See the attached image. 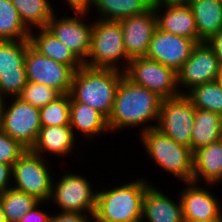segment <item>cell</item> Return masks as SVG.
Instances as JSON below:
<instances>
[{
  "label": "cell",
  "mask_w": 222,
  "mask_h": 222,
  "mask_svg": "<svg viewBox=\"0 0 222 222\" xmlns=\"http://www.w3.org/2000/svg\"><path fill=\"white\" fill-rule=\"evenodd\" d=\"M207 43L214 50L219 64L222 67V29L219 30L210 40H208Z\"/></svg>",
  "instance_id": "obj_37"
},
{
  "label": "cell",
  "mask_w": 222,
  "mask_h": 222,
  "mask_svg": "<svg viewBox=\"0 0 222 222\" xmlns=\"http://www.w3.org/2000/svg\"><path fill=\"white\" fill-rule=\"evenodd\" d=\"M220 68L218 58L208 43H197L191 56L177 71L178 87H183L185 91L182 94H186L194 86L215 81Z\"/></svg>",
  "instance_id": "obj_14"
},
{
  "label": "cell",
  "mask_w": 222,
  "mask_h": 222,
  "mask_svg": "<svg viewBox=\"0 0 222 222\" xmlns=\"http://www.w3.org/2000/svg\"><path fill=\"white\" fill-rule=\"evenodd\" d=\"M39 112L42 127L70 125V94H61Z\"/></svg>",
  "instance_id": "obj_31"
},
{
  "label": "cell",
  "mask_w": 222,
  "mask_h": 222,
  "mask_svg": "<svg viewBox=\"0 0 222 222\" xmlns=\"http://www.w3.org/2000/svg\"><path fill=\"white\" fill-rule=\"evenodd\" d=\"M47 202H39L36 206H34L28 213H26L19 222H48L50 218V214L44 212L43 209L40 210V204Z\"/></svg>",
  "instance_id": "obj_35"
},
{
  "label": "cell",
  "mask_w": 222,
  "mask_h": 222,
  "mask_svg": "<svg viewBox=\"0 0 222 222\" xmlns=\"http://www.w3.org/2000/svg\"><path fill=\"white\" fill-rule=\"evenodd\" d=\"M49 161L27 149L12 166V188L50 203L53 174Z\"/></svg>",
  "instance_id": "obj_6"
},
{
  "label": "cell",
  "mask_w": 222,
  "mask_h": 222,
  "mask_svg": "<svg viewBox=\"0 0 222 222\" xmlns=\"http://www.w3.org/2000/svg\"><path fill=\"white\" fill-rule=\"evenodd\" d=\"M143 147L152 161L174 175L179 181L192 182L193 151L177 143L158 129H148L139 134Z\"/></svg>",
  "instance_id": "obj_5"
},
{
  "label": "cell",
  "mask_w": 222,
  "mask_h": 222,
  "mask_svg": "<svg viewBox=\"0 0 222 222\" xmlns=\"http://www.w3.org/2000/svg\"><path fill=\"white\" fill-rule=\"evenodd\" d=\"M129 61L120 22L95 19L91 33L90 53L83 65L125 72ZM121 63H124V66Z\"/></svg>",
  "instance_id": "obj_4"
},
{
  "label": "cell",
  "mask_w": 222,
  "mask_h": 222,
  "mask_svg": "<svg viewBox=\"0 0 222 222\" xmlns=\"http://www.w3.org/2000/svg\"><path fill=\"white\" fill-rule=\"evenodd\" d=\"M10 99L11 103L10 100L9 103H4L1 129L23 147L31 149L42 127L39 108L19 97Z\"/></svg>",
  "instance_id": "obj_10"
},
{
  "label": "cell",
  "mask_w": 222,
  "mask_h": 222,
  "mask_svg": "<svg viewBox=\"0 0 222 222\" xmlns=\"http://www.w3.org/2000/svg\"><path fill=\"white\" fill-rule=\"evenodd\" d=\"M196 44L197 42L192 39L157 28L145 57L160 62L177 72L191 56Z\"/></svg>",
  "instance_id": "obj_15"
},
{
  "label": "cell",
  "mask_w": 222,
  "mask_h": 222,
  "mask_svg": "<svg viewBox=\"0 0 222 222\" xmlns=\"http://www.w3.org/2000/svg\"><path fill=\"white\" fill-rule=\"evenodd\" d=\"M86 222H101V221H99L95 216H91V218L89 217Z\"/></svg>",
  "instance_id": "obj_44"
},
{
  "label": "cell",
  "mask_w": 222,
  "mask_h": 222,
  "mask_svg": "<svg viewBox=\"0 0 222 222\" xmlns=\"http://www.w3.org/2000/svg\"><path fill=\"white\" fill-rule=\"evenodd\" d=\"M36 30L38 32L30 31L29 42L41 55L68 65L75 71L83 65L75 54L46 28H38Z\"/></svg>",
  "instance_id": "obj_24"
},
{
  "label": "cell",
  "mask_w": 222,
  "mask_h": 222,
  "mask_svg": "<svg viewBox=\"0 0 222 222\" xmlns=\"http://www.w3.org/2000/svg\"><path fill=\"white\" fill-rule=\"evenodd\" d=\"M25 69L27 81L47 85L60 94H70L75 70L41 55L31 45L26 49Z\"/></svg>",
  "instance_id": "obj_12"
},
{
  "label": "cell",
  "mask_w": 222,
  "mask_h": 222,
  "mask_svg": "<svg viewBox=\"0 0 222 222\" xmlns=\"http://www.w3.org/2000/svg\"><path fill=\"white\" fill-rule=\"evenodd\" d=\"M0 222H7L5 214H4V210H3V205L1 203V199H0Z\"/></svg>",
  "instance_id": "obj_42"
},
{
  "label": "cell",
  "mask_w": 222,
  "mask_h": 222,
  "mask_svg": "<svg viewBox=\"0 0 222 222\" xmlns=\"http://www.w3.org/2000/svg\"><path fill=\"white\" fill-rule=\"evenodd\" d=\"M194 118L195 107L185 94L162 99L156 129L175 142L191 148Z\"/></svg>",
  "instance_id": "obj_9"
},
{
  "label": "cell",
  "mask_w": 222,
  "mask_h": 222,
  "mask_svg": "<svg viewBox=\"0 0 222 222\" xmlns=\"http://www.w3.org/2000/svg\"><path fill=\"white\" fill-rule=\"evenodd\" d=\"M152 7H161L166 5H185L189 0H150Z\"/></svg>",
  "instance_id": "obj_39"
},
{
  "label": "cell",
  "mask_w": 222,
  "mask_h": 222,
  "mask_svg": "<svg viewBox=\"0 0 222 222\" xmlns=\"http://www.w3.org/2000/svg\"><path fill=\"white\" fill-rule=\"evenodd\" d=\"M161 102L162 98L156 93L134 84L123 75L115 93L112 112L107 119L110 133L135 126L142 127L141 133L156 128Z\"/></svg>",
  "instance_id": "obj_1"
},
{
  "label": "cell",
  "mask_w": 222,
  "mask_h": 222,
  "mask_svg": "<svg viewBox=\"0 0 222 222\" xmlns=\"http://www.w3.org/2000/svg\"><path fill=\"white\" fill-rule=\"evenodd\" d=\"M72 12H90V6L93 7L95 0H66Z\"/></svg>",
  "instance_id": "obj_38"
},
{
  "label": "cell",
  "mask_w": 222,
  "mask_h": 222,
  "mask_svg": "<svg viewBox=\"0 0 222 222\" xmlns=\"http://www.w3.org/2000/svg\"><path fill=\"white\" fill-rule=\"evenodd\" d=\"M12 188V165L0 162V194Z\"/></svg>",
  "instance_id": "obj_36"
},
{
  "label": "cell",
  "mask_w": 222,
  "mask_h": 222,
  "mask_svg": "<svg viewBox=\"0 0 222 222\" xmlns=\"http://www.w3.org/2000/svg\"><path fill=\"white\" fill-rule=\"evenodd\" d=\"M215 82L218 84V86L222 90V67L220 68L219 74L217 75Z\"/></svg>",
  "instance_id": "obj_41"
},
{
  "label": "cell",
  "mask_w": 222,
  "mask_h": 222,
  "mask_svg": "<svg viewBox=\"0 0 222 222\" xmlns=\"http://www.w3.org/2000/svg\"><path fill=\"white\" fill-rule=\"evenodd\" d=\"M73 13H75L74 16L61 18L54 14L46 29L62 41L84 63L91 49L93 21L89 24L83 20L89 15L88 12Z\"/></svg>",
  "instance_id": "obj_13"
},
{
  "label": "cell",
  "mask_w": 222,
  "mask_h": 222,
  "mask_svg": "<svg viewBox=\"0 0 222 222\" xmlns=\"http://www.w3.org/2000/svg\"><path fill=\"white\" fill-rule=\"evenodd\" d=\"M29 35L11 0H0V40H29Z\"/></svg>",
  "instance_id": "obj_28"
},
{
  "label": "cell",
  "mask_w": 222,
  "mask_h": 222,
  "mask_svg": "<svg viewBox=\"0 0 222 222\" xmlns=\"http://www.w3.org/2000/svg\"><path fill=\"white\" fill-rule=\"evenodd\" d=\"M69 118L70 127L76 138V131L87 139H92L95 135L102 136V132L110 133L107 118L103 114L87 104L76 102L71 96Z\"/></svg>",
  "instance_id": "obj_22"
},
{
  "label": "cell",
  "mask_w": 222,
  "mask_h": 222,
  "mask_svg": "<svg viewBox=\"0 0 222 222\" xmlns=\"http://www.w3.org/2000/svg\"><path fill=\"white\" fill-rule=\"evenodd\" d=\"M150 184L143 197L142 222H184L181 201H173ZM178 202V203H177ZM146 218V219H145Z\"/></svg>",
  "instance_id": "obj_19"
},
{
  "label": "cell",
  "mask_w": 222,
  "mask_h": 222,
  "mask_svg": "<svg viewBox=\"0 0 222 222\" xmlns=\"http://www.w3.org/2000/svg\"><path fill=\"white\" fill-rule=\"evenodd\" d=\"M87 177L81 174L64 173L52 182L50 200L62 212H80L94 216L96 210L97 191Z\"/></svg>",
  "instance_id": "obj_7"
},
{
  "label": "cell",
  "mask_w": 222,
  "mask_h": 222,
  "mask_svg": "<svg viewBox=\"0 0 222 222\" xmlns=\"http://www.w3.org/2000/svg\"><path fill=\"white\" fill-rule=\"evenodd\" d=\"M60 95L61 94L52 87L28 81L23 87L22 93L19 98L34 107L41 108L51 103Z\"/></svg>",
  "instance_id": "obj_32"
},
{
  "label": "cell",
  "mask_w": 222,
  "mask_h": 222,
  "mask_svg": "<svg viewBox=\"0 0 222 222\" xmlns=\"http://www.w3.org/2000/svg\"><path fill=\"white\" fill-rule=\"evenodd\" d=\"M188 222H222V219H209V220L188 221Z\"/></svg>",
  "instance_id": "obj_43"
},
{
  "label": "cell",
  "mask_w": 222,
  "mask_h": 222,
  "mask_svg": "<svg viewBox=\"0 0 222 222\" xmlns=\"http://www.w3.org/2000/svg\"><path fill=\"white\" fill-rule=\"evenodd\" d=\"M6 98L0 93V128L2 125L3 108Z\"/></svg>",
  "instance_id": "obj_40"
},
{
  "label": "cell",
  "mask_w": 222,
  "mask_h": 222,
  "mask_svg": "<svg viewBox=\"0 0 222 222\" xmlns=\"http://www.w3.org/2000/svg\"><path fill=\"white\" fill-rule=\"evenodd\" d=\"M161 10L163 12H160ZM154 13L159 30L184 36L198 43L194 15L188 4L154 7Z\"/></svg>",
  "instance_id": "obj_18"
},
{
  "label": "cell",
  "mask_w": 222,
  "mask_h": 222,
  "mask_svg": "<svg viewBox=\"0 0 222 222\" xmlns=\"http://www.w3.org/2000/svg\"><path fill=\"white\" fill-rule=\"evenodd\" d=\"M76 139L70 125L41 127L30 150L42 157L45 153L64 157L76 147Z\"/></svg>",
  "instance_id": "obj_21"
},
{
  "label": "cell",
  "mask_w": 222,
  "mask_h": 222,
  "mask_svg": "<svg viewBox=\"0 0 222 222\" xmlns=\"http://www.w3.org/2000/svg\"><path fill=\"white\" fill-rule=\"evenodd\" d=\"M24 25L32 29L46 28L55 14L50 0H11Z\"/></svg>",
  "instance_id": "obj_27"
},
{
  "label": "cell",
  "mask_w": 222,
  "mask_h": 222,
  "mask_svg": "<svg viewBox=\"0 0 222 222\" xmlns=\"http://www.w3.org/2000/svg\"><path fill=\"white\" fill-rule=\"evenodd\" d=\"M124 75L134 84L149 89L162 99L182 94L177 83V72L146 57L131 59Z\"/></svg>",
  "instance_id": "obj_8"
},
{
  "label": "cell",
  "mask_w": 222,
  "mask_h": 222,
  "mask_svg": "<svg viewBox=\"0 0 222 222\" xmlns=\"http://www.w3.org/2000/svg\"><path fill=\"white\" fill-rule=\"evenodd\" d=\"M124 72L82 65L74 73L70 96L109 118L115 93Z\"/></svg>",
  "instance_id": "obj_2"
},
{
  "label": "cell",
  "mask_w": 222,
  "mask_h": 222,
  "mask_svg": "<svg viewBox=\"0 0 222 222\" xmlns=\"http://www.w3.org/2000/svg\"><path fill=\"white\" fill-rule=\"evenodd\" d=\"M93 7L100 15L97 19L120 21L145 13L152 6L150 0H95Z\"/></svg>",
  "instance_id": "obj_26"
},
{
  "label": "cell",
  "mask_w": 222,
  "mask_h": 222,
  "mask_svg": "<svg viewBox=\"0 0 222 222\" xmlns=\"http://www.w3.org/2000/svg\"><path fill=\"white\" fill-rule=\"evenodd\" d=\"M27 149L0 128V162L12 165Z\"/></svg>",
  "instance_id": "obj_33"
},
{
  "label": "cell",
  "mask_w": 222,
  "mask_h": 222,
  "mask_svg": "<svg viewBox=\"0 0 222 222\" xmlns=\"http://www.w3.org/2000/svg\"><path fill=\"white\" fill-rule=\"evenodd\" d=\"M184 184L185 189L183 188L179 195L184 222L222 219V207L217 196H214L207 188H202L201 183L186 182Z\"/></svg>",
  "instance_id": "obj_17"
},
{
  "label": "cell",
  "mask_w": 222,
  "mask_h": 222,
  "mask_svg": "<svg viewBox=\"0 0 222 222\" xmlns=\"http://www.w3.org/2000/svg\"><path fill=\"white\" fill-rule=\"evenodd\" d=\"M91 217L89 214L80 212H58L51 214L48 222H86Z\"/></svg>",
  "instance_id": "obj_34"
},
{
  "label": "cell",
  "mask_w": 222,
  "mask_h": 222,
  "mask_svg": "<svg viewBox=\"0 0 222 222\" xmlns=\"http://www.w3.org/2000/svg\"><path fill=\"white\" fill-rule=\"evenodd\" d=\"M222 138V115L210 110L195 108L191 134V150L209 145Z\"/></svg>",
  "instance_id": "obj_25"
},
{
  "label": "cell",
  "mask_w": 222,
  "mask_h": 222,
  "mask_svg": "<svg viewBox=\"0 0 222 222\" xmlns=\"http://www.w3.org/2000/svg\"><path fill=\"white\" fill-rule=\"evenodd\" d=\"M130 180L111 189L97 190L94 216L101 222H138L142 219L143 197L151 182Z\"/></svg>",
  "instance_id": "obj_3"
},
{
  "label": "cell",
  "mask_w": 222,
  "mask_h": 222,
  "mask_svg": "<svg viewBox=\"0 0 222 222\" xmlns=\"http://www.w3.org/2000/svg\"><path fill=\"white\" fill-rule=\"evenodd\" d=\"M29 40H0V93L5 98L19 97L26 85V49Z\"/></svg>",
  "instance_id": "obj_11"
},
{
  "label": "cell",
  "mask_w": 222,
  "mask_h": 222,
  "mask_svg": "<svg viewBox=\"0 0 222 222\" xmlns=\"http://www.w3.org/2000/svg\"><path fill=\"white\" fill-rule=\"evenodd\" d=\"M0 199L7 222H19L26 213L40 202L34 196L14 188L1 193Z\"/></svg>",
  "instance_id": "obj_29"
},
{
  "label": "cell",
  "mask_w": 222,
  "mask_h": 222,
  "mask_svg": "<svg viewBox=\"0 0 222 222\" xmlns=\"http://www.w3.org/2000/svg\"><path fill=\"white\" fill-rule=\"evenodd\" d=\"M222 183V138L193 151L192 182Z\"/></svg>",
  "instance_id": "obj_20"
},
{
  "label": "cell",
  "mask_w": 222,
  "mask_h": 222,
  "mask_svg": "<svg viewBox=\"0 0 222 222\" xmlns=\"http://www.w3.org/2000/svg\"><path fill=\"white\" fill-rule=\"evenodd\" d=\"M198 32V43L207 42L222 29V0H189Z\"/></svg>",
  "instance_id": "obj_23"
},
{
  "label": "cell",
  "mask_w": 222,
  "mask_h": 222,
  "mask_svg": "<svg viewBox=\"0 0 222 222\" xmlns=\"http://www.w3.org/2000/svg\"><path fill=\"white\" fill-rule=\"evenodd\" d=\"M123 31L124 47L128 58L145 57L150 41L157 29L154 7L145 13L119 21Z\"/></svg>",
  "instance_id": "obj_16"
},
{
  "label": "cell",
  "mask_w": 222,
  "mask_h": 222,
  "mask_svg": "<svg viewBox=\"0 0 222 222\" xmlns=\"http://www.w3.org/2000/svg\"><path fill=\"white\" fill-rule=\"evenodd\" d=\"M185 95L195 108L222 115V90L215 81L194 86Z\"/></svg>",
  "instance_id": "obj_30"
}]
</instances>
